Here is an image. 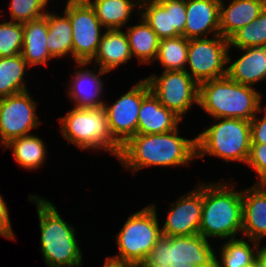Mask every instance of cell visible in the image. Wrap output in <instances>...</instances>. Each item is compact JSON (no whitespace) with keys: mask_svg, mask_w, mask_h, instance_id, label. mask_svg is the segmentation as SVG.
I'll use <instances>...</instances> for the list:
<instances>
[{"mask_svg":"<svg viewBox=\"0 0 266 267\" xmlns=\"http://www.w3.org/2000/svg\"><path fill=\"white\" fill-rule=\"evenodd\" d=\"M179 129L158 134H135L123 146L118 157L124 168L133 174L151 167H179L197 158L196 136H179Z\"/></svg>","mask_w":266,"mask_h":267,"instance_id":"6da1fadb","label":"cell"},{"mask_svg":"<svg viewBox=\"0 0 266 267\" xmlns=\"http://www.w3.org/2000/svg\"><path fill=\"white\" fill-rule=\"evenodd\" d=\"M28 199L37 206L41 231L39 247L47 267H82L83 252L75 227L61 217L53 202L31 194Z\"/></svg>","mask_w":266,"mask_h":267,"instance_id":"7a4b0ae2","label":"cell"},{"mask_svg":"<svg viewBox=\"0 0 266 267\" xmlns=\"http://www.w3.org/2000/svg\"><path fill=\"white\" fill-rule=\"evenodd\" d=\"M235 186L227 181L202 183L199 234L205 239L229 240L242 235V190L236 191Z\"/></svg>","mask_w":266,"mask_h":267,"instance_id":"3957f363","label":"cell"},{"mask_svg":"<svg viewBox=\"0 0 266 267\" xmlns=\"http://www.w3.org/2000/svg\"><path fill=\"white\" fill-rule=\"evenodd\" d=\"M262 96L254 87L235 82L226 75L199 84L198 105L213 119L250 121L263 108Z\"/></svg>","mask_w":266,"mask_h":267,"instance_id":"277c9868","label":"cell"},{"mask_svg":"<svg viewBox=\"0 0 266 267\" xmlns=\"http://www.w3.org/2000/svg\"><path fill=\"white\" fill-rule=\"evenodd\" d=\"M61 134L81 150L108 151L118 159L122 146L113 138L104 106L72 108L58 119Z\"/></svg>","mask_w":266,"mask_h":267,"instance_id":"5b68a950","label":"cell"},{"mask_svg":"<svg viewBox=\"0 0 266 267\" xmlns=\"http://www.w3.org/2000/svg\"><path fill=\"white\" fill-rule=\"evenodd\" d=\"M215 120L216 123L196 136L197 158L207 154L227 163L246 164L251 147L250 121L233 118Z\"/></svg>","mask_w":266,"mask_h":267,"instance_id":"8992f818","label":"cell"},{"mask_svg":"<svg viewBox=\"0 0 266 267\" xmlns=\"http://www.w3.org/2000/svg\"><path fill=\"white\" fill-rule=\"evenodd\" d=\"M155 203L131 214L115 236L119 253L110 259L139 267L162 237Z\"/></svg>","mask_w":266,"mask_h":267,"instance_id":"52a82bcc","label":"cell"},{"mask_svg":"<svg viewBox=\"0 0 266 267\" xmlns=\"http://www.w3.org/2000/svg\"><path fill=\"white\" fill-rule=\"evenodd\" d=\"M228 50L229 41L221 35L212 38L189 39L188 66L185 71L198 84L224 77L227 75Z\"/></svg>","mask_w":266,"mask_h":267,"instance_id":"ba28073f","label":"cell"},{"mask_svg":"<svg viewBox=\"0 0 266 267\" xmlns=\"http://www.w3.org/2000/svg\"><path fill=\"white\" fill-rule=\"evenodd\" d=\"M159 102L183 120V116L198 105L199 84L185 71H163L145 78Z\"/></svg>","mask_w":266,"mask_h":267,"instance_id":"9c48e42d","label":"cell"},{"mask_svg":"<svg viewBox=\"0 0 266 267\" xmlns=\"http://www.w3.org/2000/svg\"><path fill=\"white\" fill-rule=\"evenodd\" d=\"M72 27V58L75 63H92L104 28L90 4L84 1L66 2L64 11Z\"/></svg>","mask_w":266,"mask_h":267,"instance_id":"30bf717a","label":"cell"},{"mask_svg":"<svg viewBox=\"0 0 266 267\" xmlns=\"http://www.w3.org/2000/svg\"><path fill=\"white\" fill-rule=\"evenodd\" d=\"M28 90L0 98V143L30 135L42 123L36 115L37 102Z\"/></svg>","mask_w":266,"mask_h":267,"instance_id":"8fae6325","label":"cell"},{"mask_svg":"<svg viewBox=\"0 0 266 267\" xmlns=\"http://www.w3.org/2000/svg\"><path fill=\"white\" fill-rule=\"evenodd\" d=\"M147 80H140L112 104L105 102L108 126L113 138L123 146L137 134L138 114L143 98L150 92Z\"/></svg>","mask_w":266,"mask_h":267,"instance_id":"7c38bea8","label":"cell"},{"mask_svg":"<svg viewBox=\"0 0 266 267\" xmlns=\"http://www.w3.org/2000/svg\"><path fill=\"white\" fill-rule=\"evenodd\" d=\"M202 214V183L169 204L168 215L161 225L162 236H192L199 234Z\"/></svg>","mask_w":266,"mask_h":267,"instance_id":"4fadbf2b","label":"cell"},{"mask_svg":"<svg viewBox=\"0 0 266 267\" xmlns=\"http://www.w3.org/2000/svg\"><path fill=\"white\" fill-rule=\"evenodd\" d=\"M76 64L75 68L78 67V69L74 71L67 90L68 96L74 102V107L91 108L103 106L105 100H102L104 89L102 76L108 72L101 68L98 71L96 69L91 70L87 66L89 63L86 62H78Z\"/></svg>","mask_w":266,"mask_h":267,"instance_id":"5bb4252c","label":"cell"},{"mask_svg":"<svg viewBox=\"0 0 266 267\" xmlns=\"http://www.w3.org/2000/svg\"><path fill=\"white\" fill-rule=\"evenodd\" d=\"M216 253L200 234L171 237L170 267H215Z\"/></svg>","mask_w":266,"mask_h":267,"instance_id":"9a60e30c","label":"cell"},{"mask_svg":"<svg viewBox=\"0 0 266 267\" xmlns=\"http://www.w3.org/2000/svg\"><path fill=\"white\" fill-rule=\"evenodd\" d=\"M221 0H186V39L220 35Z\"/></svg>","mask_w":266,"mask_h":267,"instance_id":"2e32d148","label":"cell"},{"mask_svg":"<svg viewBox=\"0 0 266 267\" xmlns=\"http://www.w3.org/2000/svg\"><path fill=\"white\" fill-rule=\"evenodd\" d=\"M244 52L235 61L227 54V76L243 85L254 86L266 80V46L240 48Z\"/></svg>","mask_w":266,"mask_h":267,"instance_id":"e0dca14e","label":"cell"},{"mask_svg":"<svg viewBox=\"0 0 266 267\" xmlns=\"http://www.w3.org/2000/svg\"><path fill=\"white\" fill-rule=\"evenodd\" d=\"M182 119L163 106L150 91L142 100L138 114V134H158L174 131Z\"/></svg>","mask_w":266,"mask_h":267,"instance_id":"ac0fdd59","label":"cell"},{"mask_svg":"<svg viewBox=\"0 0 266 267\" xmlns=\"http://www.w3.org/2000/svg\"><path fill=\"white\" fill-rule=\"evenodd\" d=\"M242 236L259 243L266 237V199L253 185L242 190Z\"/></svg>","mask_w":266,"mask_h":267,"instance_id":"d6986e66","label":"cell"},{"mask_svg":"<svg viewBox=\"0 0 266 267\" xmlns=\"http://www.w3.org/2000/svg\"><path fill=\"white\" fill-rule=\"evenodd\" d=\"M220 1V35L229 39L237 30L257 19L266 7L265 0Z\"/></svg>","mask_w":266,"mask_h":267,"instance_id":"ffe728a7","label":"cell"},{"mask_svg":"<svg viewBox=\"0 0 266 267\" xmlns=\"http://www.w3.org/2000/svg\"><path fill=\"white\" fill-rule=\"evenodd\" d=\"M131 56L127 35L123 29H112L103 32L98 51L93 58L94 69L96 66L108 73L126 64Z\"/></svg>","mask_w":266,"mask_h":267,"instance_id":"44dd1931","label":"cell"},{"mask_svg":"<svg viewBox=\"0 0 266 267\" xmlns=\"http://www.w3.org/2000/svg\"><path fill=\"white\" fill-rule=\"evenodd\" d=\"M48 22L46 15L35 20L23 23V48L21 55L27 65H46L53 57L47 47Z\"/></svg>","mask_w":266,"mask_h":267,"instance_id":"7402d4cb","label":"cell"},{"mask_svg":"<svg viewBox=\"0 0 266 267\" xmlns=\"http://www.w3.org/2000/svg\"><path fill=\"white\" fill-rule=\"evenodd\" d=\"M106 30L122 29L131 21V14H139L141 0H86ZM138 10V11H137ZM129 21V22H128Z\"/></svg>","mask_w":266,"mask_h":267,"instance_id":"603a6c76","label":"cell"},{"mask_svg":"<svg viewBox=\"0 0 266 267\" xmlns=\"http://www.w3.org/2000/svg\"><path fill=\"white\" fill-rule=\"evenodd\" d=\"M139 23L127 26L125 31L132 57H136L141 64L155 61L160 39L152 28L140 16Z\"/></svg>","mask_w":266,"mask_h":267,"instance_id":"cb8c5ba5","label":"cell"},{"mask_svg":"<svg viewBox=\"0 0 266 267\" xmlns=\"http://www.w3.org/2000/svg\"><path fill=\"white\" fill-rule=\"evenodd\" d=\"M3 148H11L17 164L29 171L41 168L47 158L44 140L32 133L12 139Z\"/></svg>","mask_w":266,"mask_h":267,"instance_id":"d4e9b609","label":"cell"},{"mask_svg":"<svg viewBox=\"0 0 266 267\" xmlns=\"http://www.w3.org/2000/svg\"><path fill=\"white\" fill-rule=\"evenodd\" d=\"M225 241L220 247V257L216 254L215 267H248L256 261L262 249L259 242L246 241L242 237Z\"/></svg>","mask_w":266,"mask_h":267,"instance_id":"484cf974","label":"cell"},{"mask_svg":"<svg viewBox=\"0 0 266 267\" xmlns=\"http://www.w3.org/2000/svg\"><path fill=\"white\" fill-rule=\"evenodd\" d=\"M139 14L160 40L181 35L172 28L171 0H141Z\"/></svg>","mask_w":266,"mask_h":267,"instance_id":"4316f807","label":"cell"},{"mask_svg":"<svg viewBox=\"0 0 266 267\" xmlns=\"http://www.w3.org/2000/svg\"><path fill=\"white\" fill-rule=\"evenodd\" d=\"M59 16L55 12L47 11L48 35L47 47L53 58H67L72 56V27L69 16L63 12Z\"/></svg>","mask_w":266,"mask_h":267,"instance_id":"83f0119b","label":"cell"},{"mask_svg":"<svg viewBox=\"0 0 266 267\" xmlns=\"http://www.w3.org/2000/svg\"><path fill=\"white\" fill-rule=\"evenodd\" d=\"M27 68L21 54L0 57V98L28 90L24 79Z\"/></svg>","mask_w":266,"mask_h":267,"instance_id":"f1b7e54d","label":"cell"},{"mask_svg":"<svg viewBox=\"0 0 266 267\" xmlns=\"http://www.w3.org/2000/svg\"><path fill=\"white\" fill-rule=\"evenodd\" d=\"M187 53L188 39L184 36L161 39L155 62L158 60L163 71L186 70Z\"/></svg>","mask_w":266,"mask_h":267,"instance_id":"f546056e","label":"cell"},{"mask_svg":"<svg viewBox=\"0 0 266 267\" xmlns=\"http://www.w3.org/2000/svg\"><path fill=\"white\" fill-rule=\"evenodd\" d=\"M228 41L229 49L266 46V7L257 19L237 30Z\"/></svg>","mask_w":266,"mask_h":267,"instance_id":"4dcf8cb0","label":"cell"},{"mask_svg":"<svg viewBox=\"0 0 266 267\" xmlns=\"http://www.w3.org/2000/svg\"><path fill=\"white\" fill-rule=\"evenodd\" d=\"M22 48L23 23L0 22V57H12L21 54Z\"/></svg>","mask_w":266,"mask_h":267,"instance_id":"1f68e13d","label":"cell"},{"mask_svg":"<svg viewBox=\"0 0 266 267\" xmlns=\"http://www.w3.org/2000/svg\"><path fill=\"white\" fill-rule=\"evenodd\" d=\"M48 0H10V20L25 23L46 15Z\"/></svg>","mask_w":266,"mask_h":267,"instance_id":"d6a6232c","label":"cell"},{"mask_svg":"<svg viewBox=\"0 0 266 267\" xmlns=\"http://www.w3.org/2000/svg\"><path fill=\"white\" fill-rule=\"evenodd\" d=\"M171 237L162 236L139 267H170Z\"/></svg>","mask_w":266,"mask_h":267,"instance_id":"836d02e7","label":"cell"},{"mask_svg":"<svg viewBox=\"0 0 266 267\" xmlns=\"http://www.w3.org/2000/svg\"><path fill=\"white\" fill-rule=\"evenodd\" d=\"M246 165L256 172V179L266 178V144L251 143Z\"/></svg>","mask_w":266,"mask_h":267,"instance_id":"e575fe53","label":"cell"},{"mask_svg":"<svg viewBox=\"0 0 266 267\" xmlns=\"http://www.w3.org/2000/svg\"><path fill=\"white\" fill-rule=\"evenodd\" d=\"M259 113H264L259 117ZM251 143L266 144V106L250 120Z\"/></svg>","mask_w":266,"mask_h":267,"instance_id":"d590c367","label":"cell"},{"mask_svg":"<svg viewBox=\"0 0 266 267\" xmlns=\"http://www.w3.org/2000/svg\"><path fill=\"white\" fill-rule=\"evenodd\" d=\"M171 19L172 28L183 35L186 24V0H171Z\"/></svg>","mask_w":266,"mask_h":267,"instance_id":"8d00e7d4","label":"cell"},{"mask_svg":"<svg viewBox=\"0 0 266 267\" xmlns=\"http://www.w3.org/2000/svg\"><path fill=\"white\" fill-rule=\"evenodd\" d=\"M9 208L0 194V236L16 241L14 231L10 222Z\"/></svg>","mask_w":266,"mask_h":267,"instance_id":"74e56055","label":"cell"},{"mask_svg":"<svg viewBox=\"0 0 266 267\" xmlns=\"http://www.w3.org/2000/svg\"><path fill=\"white\" fill-rule=\"evenodd\" d=\"M103 267H137L134 264L127 263V262H120L113 259H110L108 256L105 259V263H103Z\"/></svg>","mask_w":266,"mask_h":267,"instance_id":"f35d334b","label":"cell"},{"mask_svg":"<svg viewBox=\"0 0 266 267\" xmlns=\"http://www.w3.org/2000/svg\"><path fill=\"white\" fill-rule=\"evenodd\" d=\"M266 199V178L257 179V182L253 185Z\"/></svg>","mask_w":266,"mask_h":267,"instance_id":"ab89813d","label":"cell"},{"mask_svg":"<svg viewBox=\"0 0 266 267\" xmlns=\"http://www.w3.org/2000/svg\"><path fill=\"white\" fill-rule=\"evenodd\" d=\"M256 261L259 263V267H266V245L262 246Z\"/></svg>","mask_w":266,"mask_h":267,"instance_id":"60d3db41","label":"cell"},{"mask_svg":"<svg viewBox=\"0 0 266 267\" xmlns=\"http://www.w3.org/2000/svg\"><path fill=\"white\" fill-rule=\"evenodd\" d=\"M248 267H259V263L257 261H255L253 264H251Z\"/></svg>","mask_w":266,"mask_h":267,"instance_id":"b9f144b4","label":"cell"},{"mask_svg":"<svg viewBox=\"0 0 266 267\" xmlns=\"http://www.w3.org/2000/svg\"><path fill=\"white\" fill-rule=\"evenodd\" d=\"M49 1V0H48ZM67 2H78V1H84V0H66Z\"/></svg>","mask_w":266,"mask_h":267,"instance_id":"7bdbcfd3","label":"cell"}]
</instances>
